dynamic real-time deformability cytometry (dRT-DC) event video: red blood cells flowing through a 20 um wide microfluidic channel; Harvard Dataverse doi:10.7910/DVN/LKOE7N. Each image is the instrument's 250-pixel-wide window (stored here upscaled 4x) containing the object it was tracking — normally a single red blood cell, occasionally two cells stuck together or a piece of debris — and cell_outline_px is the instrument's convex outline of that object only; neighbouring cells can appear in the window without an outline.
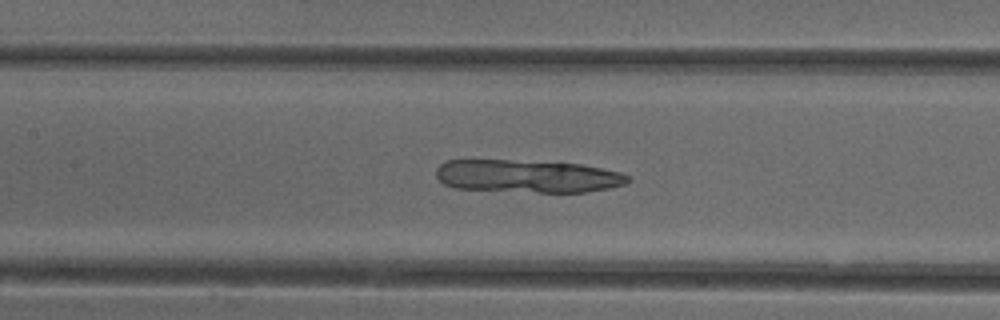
{"species": "common noctule bat (a hibernating species)", "species_latin": "Nyctalus noctula", "temperature_condition": "cold", "stored_images_in_passage": 45, "camera_frame_rate_fps": 3000, "um_per_image_px": 0.085, "animal": {"sex": "female"}, "frame": {"image": 1, "passage_image": 23, "time_ms": 7.333, "image_size_px": [1000, 320], "cell_outline_px": [[632, 180], [624, 184], [608, 188], [584, 192], [540, 192], [452, 188], [444, 184], [436, 176], [436, 168], [444, 160], [508, 160], [580, 164], [620, 172], [632, 176]], "centroid_in_image_um": [44.82, 14.97], "position_along_channel_um": 162.6, "area_um2": 36.59}}